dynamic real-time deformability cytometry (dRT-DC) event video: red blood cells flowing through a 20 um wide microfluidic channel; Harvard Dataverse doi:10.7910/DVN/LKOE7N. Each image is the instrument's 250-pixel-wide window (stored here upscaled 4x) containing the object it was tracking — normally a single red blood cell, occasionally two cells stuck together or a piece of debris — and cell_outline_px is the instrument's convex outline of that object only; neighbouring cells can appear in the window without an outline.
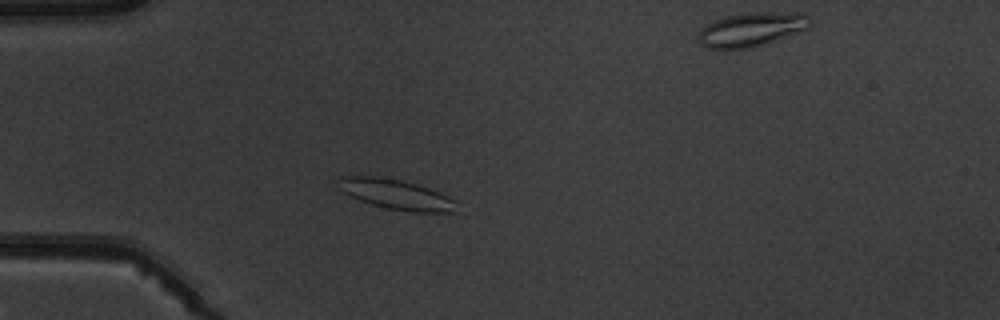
{"species": "common noctule bat (a hibernating species)", "species_latin": "Nyctalus noctula", "temperature_condition": "warm", "stored_images_in_passage": 5, "segment_of_instrument_passage": [1, 2], "camera_frame_rate_fps": 3000, "um_per_image_px": 0.085, "animal": {"sex": "male", "body_mass_g": 19.5, "forearm_length_mm": 54.6}, "frame": {"image": 1, "passage_image": 4, "time_ms": 3.333, "image_size_px": [1000, 320], "cell_outline_px": [[460, 212], [408, 212], [388, 208], [372, 204], [360, 200], [344, 192], [336, 180], [340, 176], [376, 176], [400, 180], [416, 184], [440, 192], [448, 196], [452, 200]], "centroid_in_image_um": [33.69, 16.53], "position_along_channel_um": 51.3, "area_um2": 20.46}}